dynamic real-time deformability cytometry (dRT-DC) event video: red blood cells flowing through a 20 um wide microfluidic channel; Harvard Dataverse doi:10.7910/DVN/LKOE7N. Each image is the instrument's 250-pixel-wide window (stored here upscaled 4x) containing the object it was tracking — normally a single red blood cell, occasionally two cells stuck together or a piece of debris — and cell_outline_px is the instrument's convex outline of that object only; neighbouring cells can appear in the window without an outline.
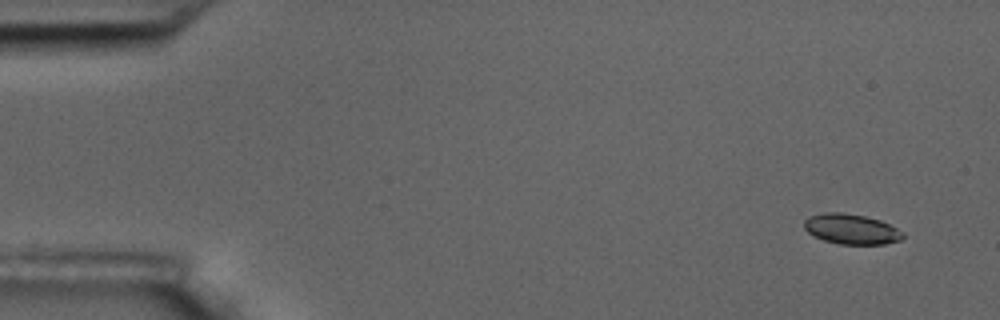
{"species": "common noctule bat (a hibernating species)", "species_latin": "Nyctalus noctula", "temperature_condition": "room temperature", "stored_images_in_passage": 4, "camera_frame_rate_fps": 3000, "um_per_image_px": 0.085, "animal": {"sex": "male", "body_mass_g": 17.5, "forearm_length_mm": 52.3}, "frame": {"image": 1, "passage_image": 1, "time_ms": 0.0, "image_size_px": [1000, 320], "cell_outline_px": [[904, 236], [900, 240], [884, 244], [840, 244], [824, 240], [808, 232], [804, 228], [804, 220], [808, 216], [824, 212], [840, 212], [864, 216], [880, 220], [904, 232]], "centroid_in_image_um": [72.35, 19.46], "position_along_channel_um": 12.6, "area_um2": 17.28}}
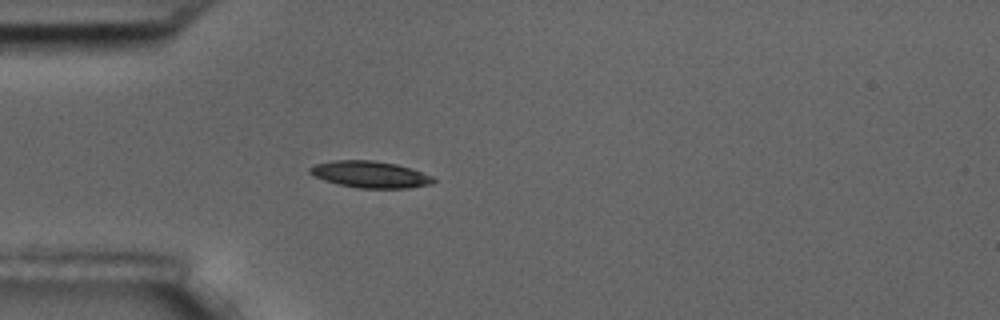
{"frame": {"image": 2, "passage_image": 4, "time_ms": 4.333, "image_size_px": [1000, 320], "cell_outline_px": [[436, 180], [432, 184], [408, 188], [360, 188], [336, 184], [324, 180], [308, 172], [308, 168], [316, 164], [332, 160], [372, 160], [396, 164], [412, 168], [432, 176]], "centroid_in_image_um": [31.47, 14.82], "position_along_channel_um": 53.5, "area_um2": 19.25}}